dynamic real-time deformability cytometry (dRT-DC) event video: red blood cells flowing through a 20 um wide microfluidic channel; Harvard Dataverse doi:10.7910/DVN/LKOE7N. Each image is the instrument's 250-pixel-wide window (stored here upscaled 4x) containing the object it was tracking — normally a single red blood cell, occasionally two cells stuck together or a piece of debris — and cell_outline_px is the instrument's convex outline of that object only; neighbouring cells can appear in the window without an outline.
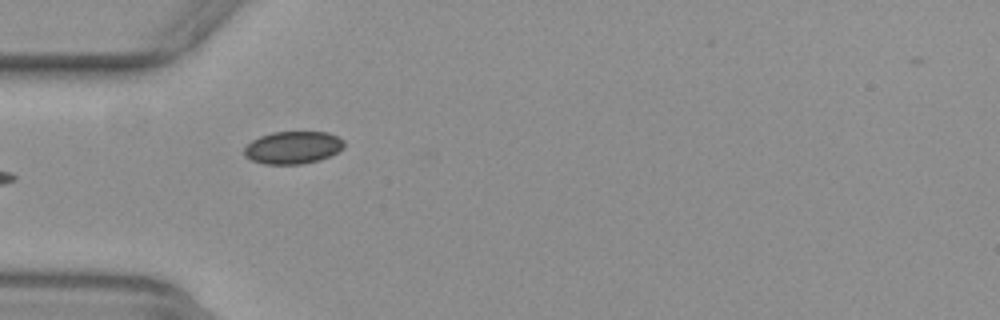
{"species": "common noctule bat (a hibernating species)", "species_latin": "Nyctalus noctula", "temperature_condition": "warm", "stored_images_in_passage": 36, "camera_frame_rate_fps": 3000, "um_per_image_px": 0.085, "animal": {"sex": "female", "body_mass_g": 29.2, "forearm_length_mm": 56.3}, "frame": {"image": 1, "passage_image": 1, "time_ms": 0.0, "image_size_px": [1000, 320], "cell_outline_px": [[344, 148], [320, 160], [300, 164], [264, 164], [252, 160], [244, 156], [244, 148], [252, 140], [260, 136], [272, 132], [328, 132], [344, 140]], "centroid_in_image_um": [24.89, 12.54], "position_along_channel_um": 60.1, "area_um2": 18.9}}
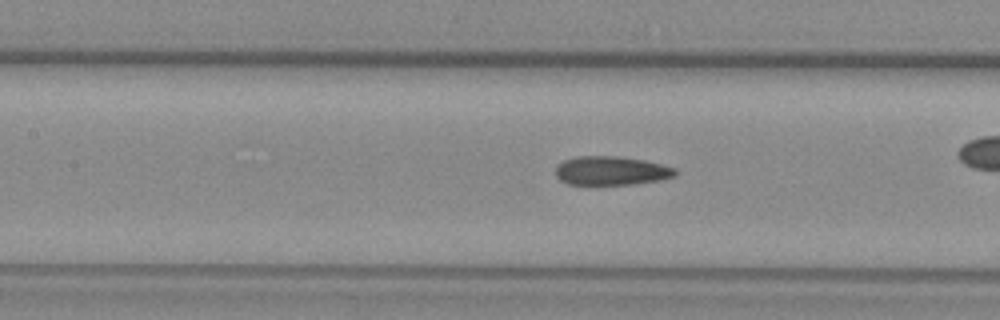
{"frame": {"image": 2, "passage_image": 6, "time_ms": 1.667, "image_size_px": [1000, 320], "cell_outline_px": [[676, 176], [660, 180], [632, 184], [568, 184], [560, 180], [556, 176], [556, 164], [564, 160], [576, 156], [620, 156], [644, 160], [676, 168]], "centroid_in_image_um": [51.94, 14.5], "position_along_channel_um": 155.5, "area_um2": 20.17}, "authors_computed_cell_mechanics": {"area_um2": 20.1433, "velocity_mm_per_s": 3.9025, "shape_relaxation_time_tau1_ms": null, "shape_relaxation_time_tau2_ms": 2.1047, "deformation_change_tau1": null, "deformation_change_tau2": 0.069}}